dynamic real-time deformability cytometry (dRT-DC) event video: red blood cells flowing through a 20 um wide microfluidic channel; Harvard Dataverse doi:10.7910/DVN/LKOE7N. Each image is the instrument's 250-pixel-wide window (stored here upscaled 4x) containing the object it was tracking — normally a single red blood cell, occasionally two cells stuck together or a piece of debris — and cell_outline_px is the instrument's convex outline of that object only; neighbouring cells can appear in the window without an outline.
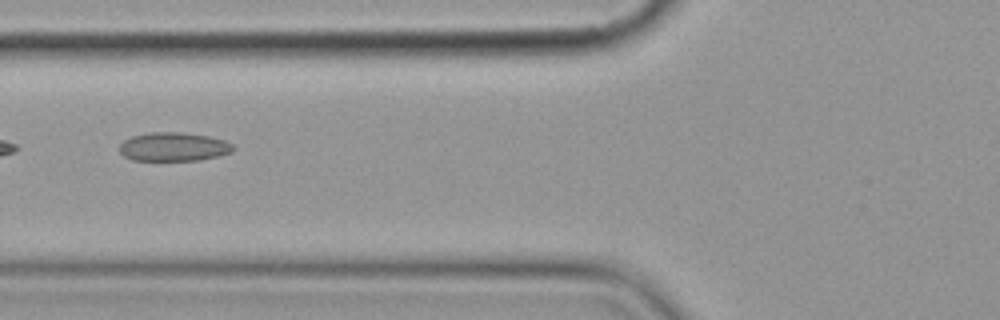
{"species": "common noctule bat (a hibernating species)", "species_latin": "Nyctalus noctula", "temperature_condition": "cold", "stored_images_in_passage": 7, "camera_frame_rate_fps": 3000, "um_per_image_px": 0.085, "animal": {"sex": "female", "body_mass_g": 19.9}, "frame": {"image": 1, "passage_image": 4, "time_ms": 3.333, "image_size_px": [1000, 320], "cell_outline_px": [[236, 148], [232, 152], [200, 160], [132, 160], [124, 156], [120, 152], [120, 144], [124, 140], [132, 136], [148, 132], [184, 132], [208, 136], [224, 140], [232, 144]], "centroid_in_image_um": [14.76, 12.47], "position_along_channel_um": 111.0, "area_um2": 19.07}}
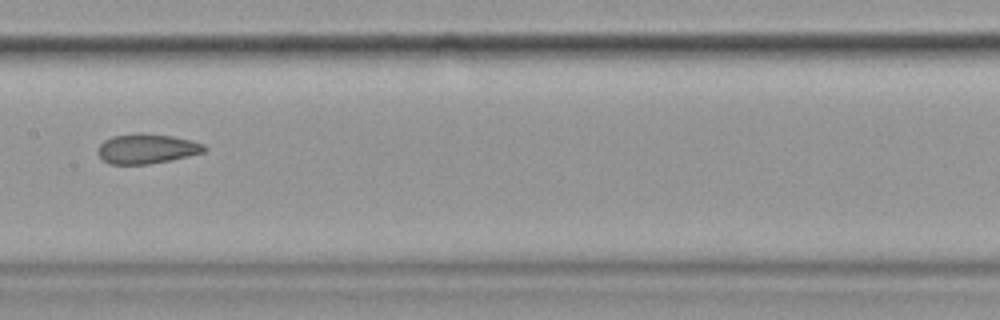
{"frame": {"image": 2, "passage_image": 6, "time_ms": 5.667, "image_size_px": [1000, 320], "cell_outline_px": [[208, 148], [204, 152], [172, 160], [148, 164], [108, 164], [96, 152], [96, 148], [104, 140], [112, 136], [136, 132], [144, 132], [172, 136], [204, 144]], "centroid_in_image_um": [12.44, 12.63], "position_along_channel_um": 195.0, "area_um2": 18.73}}
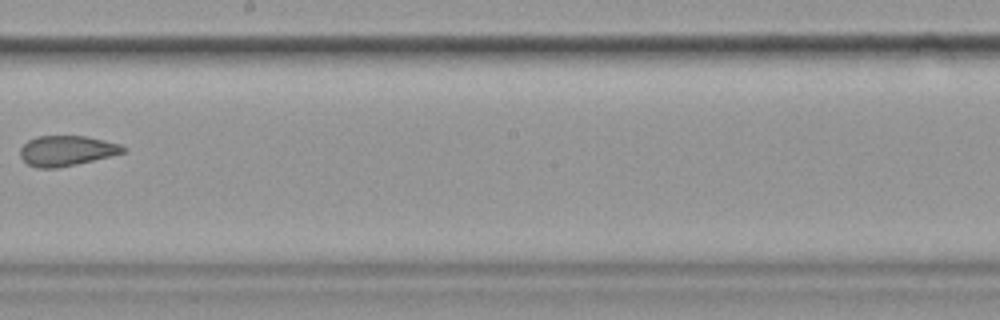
{"frame": {"image": 3, "passage_image": 7, "time_ms": 7.0, "image_size_px": [1000, 320], "cell_outline_px": [[128, 148], [124, 152], [112, 156], [76, 164], [56, 168], [36, 168], [28, 164], [20, 156], [20, 148], [28, 140], [36, 136], [84, 136], [104, 140], [120, 144]], "centroid_in_image_um": [5.67, 12.81], "position_along_channel_um": 242.5, "area_um2": 18.15}}